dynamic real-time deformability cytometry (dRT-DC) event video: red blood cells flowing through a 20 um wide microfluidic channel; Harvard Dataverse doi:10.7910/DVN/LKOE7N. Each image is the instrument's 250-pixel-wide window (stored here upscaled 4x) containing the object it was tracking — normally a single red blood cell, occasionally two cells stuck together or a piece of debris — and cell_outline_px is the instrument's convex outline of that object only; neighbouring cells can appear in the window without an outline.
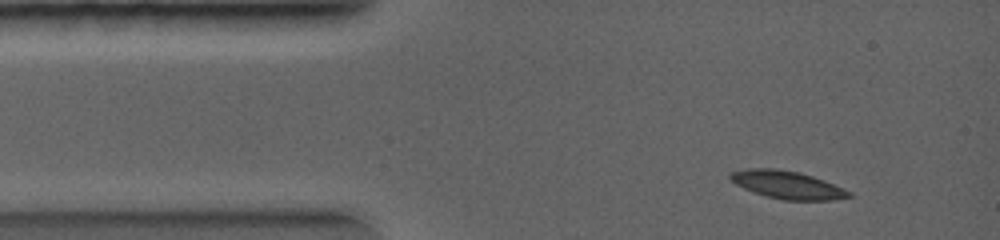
{"species": "common noctule bat (a hibernating species)", "species_latin": "Nyctalus noctula", "temperature_condition": "warm", "stored_images_in_passage": 5, "camera_frame_rate_fps": 5000, "um_per_image_px": 0.085, "animal": {"sex": "female", "body_mass_g": 19.0, "forearm_length_mm": 56.7}, "frame": {"image": 1, "passage_image": 1, "time_ms": 0.0, "image_size_px": [1000, 240], "cell_outline_px": [[852, 196], [828, 200], [784, 200], [768, 196], [744, 188], [736, 184], [728, 176], [732, 172], [748, 168], [776, 168], [800, 172], [824, 180], [848, 192]], "centroid_in_image_um": [66.87, 15.69], "position_along_channel_um": 18.1, "area_um2": 18.73}}